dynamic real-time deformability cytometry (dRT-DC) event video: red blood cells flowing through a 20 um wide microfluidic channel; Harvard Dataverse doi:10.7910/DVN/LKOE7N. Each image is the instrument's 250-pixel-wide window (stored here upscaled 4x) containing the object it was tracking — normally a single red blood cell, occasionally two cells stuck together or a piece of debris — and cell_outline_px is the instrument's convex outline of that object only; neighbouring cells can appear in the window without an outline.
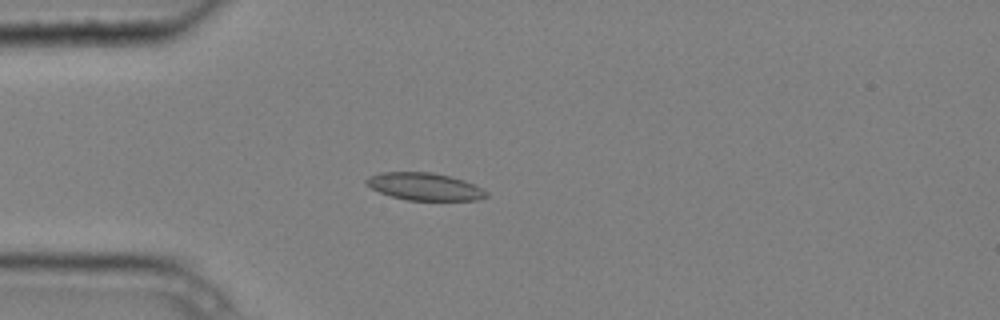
{"species": "common noctule bat (a hibernating species)", "species_latin": "Nyctalus noctula", "temperature_condition": "cold", "stored_images_in_passage": 8, "camera_frame_rate_fps": 3000, "um_per_image_px": 0.085, "animal": {"sex": "male", "body_mass_g": 20.4}, "frame": {"image": 1, "passage_image": 5, "time_ms": 1.333, "image_size_px": [1000, 320], "cell_outline_px": [[488, 196], [476, 200], [408, 200], [392, 196], [380, 192], [364, 184], [364, 180], [368, 176], [380, 172], [432, 172], [464, 180], [488, 192]], "centroid_in_image_um": [36.04, 15.85], "position_along_channel_um": 49.0, "area_um2": 19.07}}
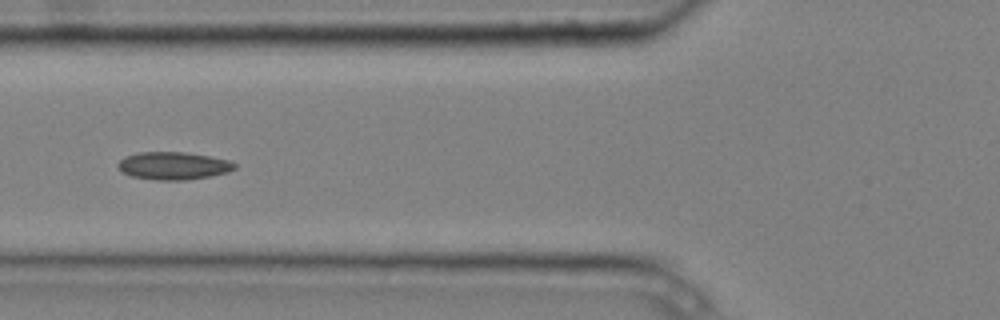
{"frame": {"image": 2, "passage_image": 7, "time_ms": 2.0, "image_size_px": [1000, 320], "cell_outline_px": [[236, 168], [228, 172], [208, 176], [184, 180], [156, 180], [132, 176], [124, 172], [116, 164], [124, 156], [140, 152], [184, 152], [208, 156], [228, 160], [236, 164]], "centroid_in_image_um": [14.73, 14.08], "position_along_channel_um": 111.1, "area_um2": 18.61}}
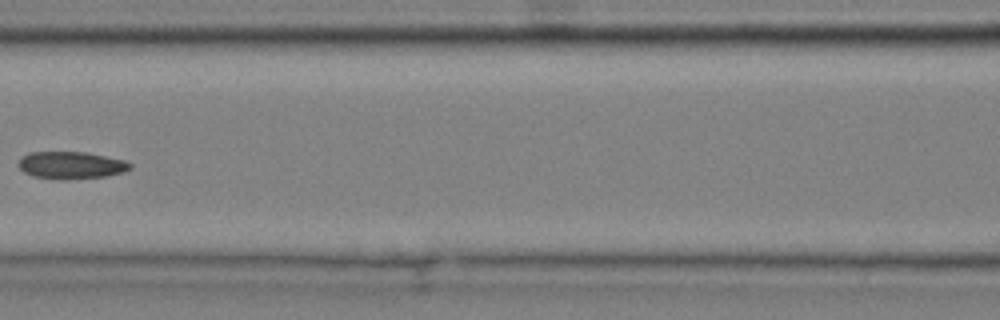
{"frame": {"image": 3, "passage_image": 8, "time_ms": 2.333, "image_size_px": [1000, 320], "cell_outline_px": [[132, 168], [124, 172], [104, 176], [68, 180], [56, 180], [32, 176], [24, 172], [20, 168], [20, 156], [28, 152], [84, 152], [124, 160], [132, 164]], "centroid_in_image_um": [6.02, 14.05], "position_along_channel_um": 160.6, "area_um2": 17.86}}